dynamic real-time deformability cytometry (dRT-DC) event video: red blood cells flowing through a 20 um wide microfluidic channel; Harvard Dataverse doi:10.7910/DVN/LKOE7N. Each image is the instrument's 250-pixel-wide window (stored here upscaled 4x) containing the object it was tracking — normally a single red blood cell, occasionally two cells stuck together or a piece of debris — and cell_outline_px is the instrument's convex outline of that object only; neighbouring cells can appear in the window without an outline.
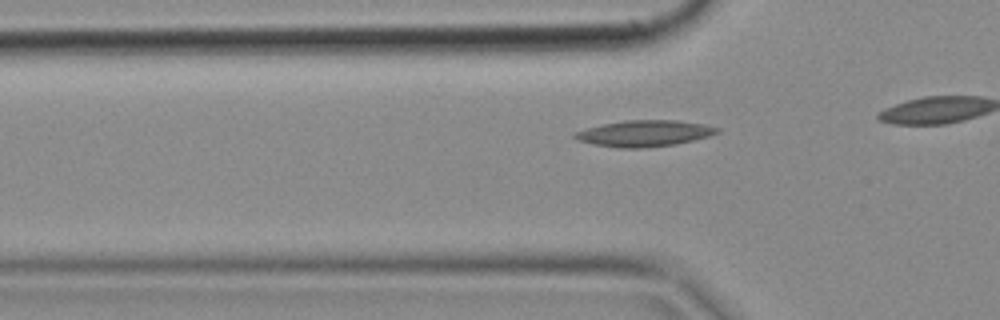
{"species": "common noctule bat (a hibernating species)", "species_latin": "Nyctalus noctula", "temperature_condition": "cold", "stored_images_in_passage": 21, "camera_frame_rate_fps": 3000, "um_per_image_px": 0.085, "animal": {"sex": "female", "body_mass_g": 18.4}, "frame": {"image": 1, "passage_image": 13, "time_ms": 4.0, "image_size_px": [1000, 320], "cell_outline_px": [[720, 132], [708, 136], [676, 144], [640, 148], [620, 148], [596, 144], [580, 140], [572, 136], [576, 132], [588, 128], [604, 124], [628, 120], [676, 120], [704, 124], [720, 128]], "centroid_in_image_um": [54.83, 11.33], "position_along_channel_um": 71.0, "area_um2": 21.33}}
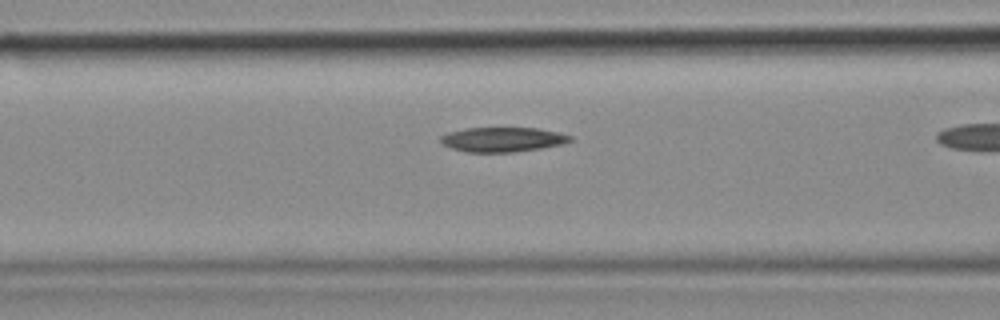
{"frame": {"image": 2, "passage_image": 17, "time_ms": 5.333, "image_size_px": [1000, 320], "cell_outline_px": [[572, 140], [560, 144], [540, 148], [512, 152], [464, 152], [452, 148], [444, 144], [440, 140], [440, 136], [448, 132], [464, 128], [536, 128], [556, 132], [572, 136]], "centroid_in_image_um": [42.67, 11.85], "position_along_channel_um": 123.9, "area_um2": 18.38}}